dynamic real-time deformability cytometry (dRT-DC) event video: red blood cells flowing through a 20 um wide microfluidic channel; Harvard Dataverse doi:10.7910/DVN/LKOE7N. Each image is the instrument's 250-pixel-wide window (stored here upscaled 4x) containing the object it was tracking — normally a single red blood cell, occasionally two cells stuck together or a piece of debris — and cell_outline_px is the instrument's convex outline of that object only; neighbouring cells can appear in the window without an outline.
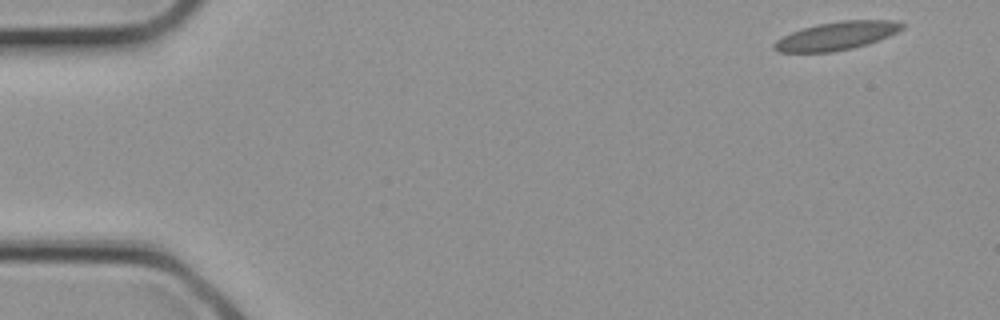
{"species": "common noctule bat (a hibernating species)", "species_latin": "Nyctalus noctula", "temperature_condition": "cold", "stored_images_in_passage": 3, "camera_frame_rate_fps": 3000, "um_per_image_px": 0.085, "animal": {"sex": "female", "body_mass_g": 21.9}, "frame": {"image": 1, "passage_image": 1, "time_ms": 0.0, "image_size_px": [1000, 320], "cell_outline_px": [[904, 28], [880, 40], [868, 44], [852, 48], [832, 52], [780, 52], [772, 48], [772, 44], [776, 40], [792, 32], [804, 28], [820, 24], [844, 20], [896, 20], [904, 24]], "centroid_in_image_um": [71.14, 3.05], "position_along_channel_um": 13.9, "area_um2": 20.92}}
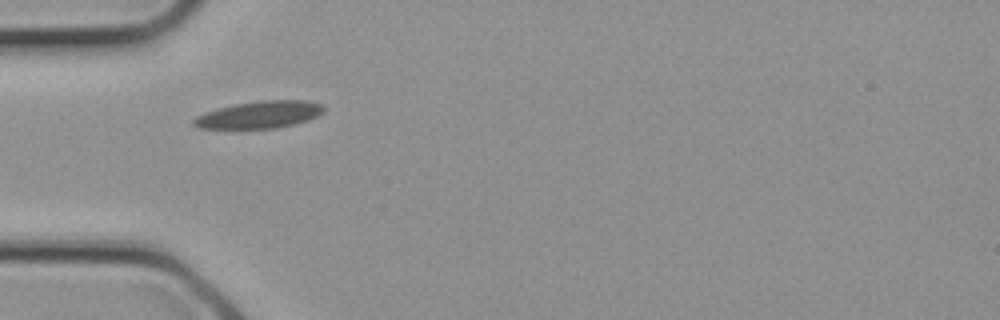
{"frame": {"image": 2, "passage_image": 3, "time_ms": 0.667, "image_size_px": [1000, 320], "cell_outline_px": [[324, 112], [308, 120], [276, 128], [200, 128], [192, 124], [192, 120], [196, 116], [204, 112], [216, 108], [236, 104], [260, 100], [308, 100], [324, 104]], "centroid_in_image_um": [22.06, 9.73], "position_along_channel_um": 62.9, "area_um2": 20.63}}